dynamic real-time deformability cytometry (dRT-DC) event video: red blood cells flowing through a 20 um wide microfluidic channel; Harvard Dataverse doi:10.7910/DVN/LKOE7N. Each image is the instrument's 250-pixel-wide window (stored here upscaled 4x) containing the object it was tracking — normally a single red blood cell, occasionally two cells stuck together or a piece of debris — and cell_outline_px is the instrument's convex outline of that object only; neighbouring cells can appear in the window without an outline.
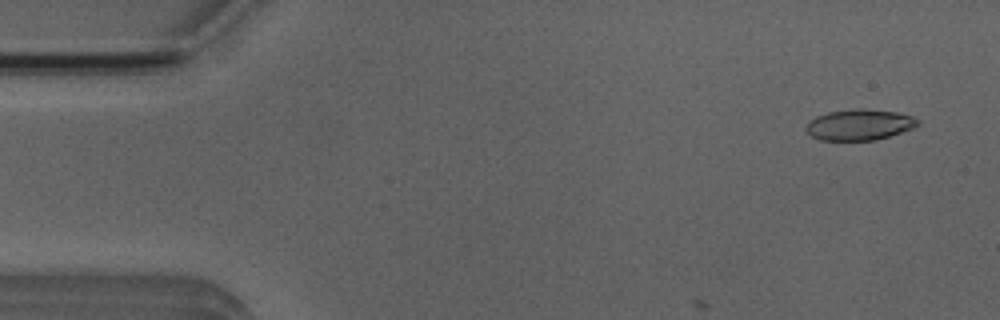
{"species": "Egyptian fruit bat (a non-hibernating species)", "species_latin": "Rousettus aegyptiacus", "temperature_condition": "room temperature", "stored_images_in_passage": 9, "camera_frame_rate_fps": 3000, "um_per_image_px": 0.085, "animal": {"sex": "male"}, "frame": {"image": 1, "passage_image": 3, "time_ms": 0.667, "image_size_px": [1000, 320], "cell_outline_px": [[920, 124], [912, 128], [876, 140], [820, 140], [812, 136], [804, 128], [816, 116], [828, 112], [860, 108], [896, 112], [912, 116], [920, 120]], "centroid_in_image_um": [73.06, 10.6], "position_along_channel_um": 11.9, "area_um2": 19.88}}